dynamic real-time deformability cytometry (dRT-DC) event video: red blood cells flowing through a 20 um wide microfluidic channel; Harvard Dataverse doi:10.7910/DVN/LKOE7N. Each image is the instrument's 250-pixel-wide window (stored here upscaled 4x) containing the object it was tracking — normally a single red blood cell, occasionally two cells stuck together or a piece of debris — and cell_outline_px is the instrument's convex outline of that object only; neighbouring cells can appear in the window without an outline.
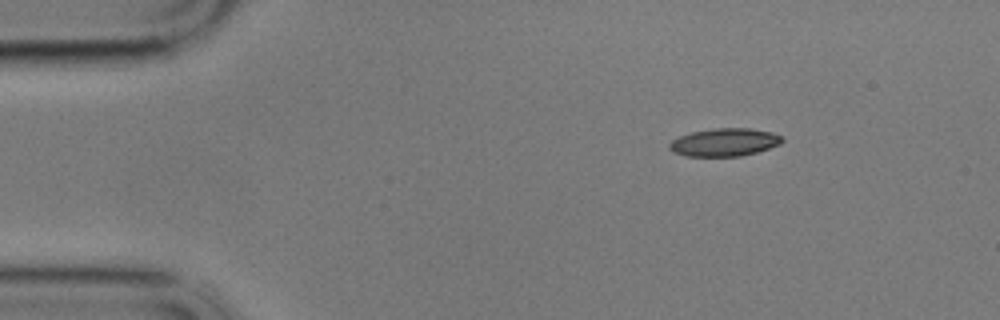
{"species": "common noctule bat (a hibernating species)", "species_latin": "Nyctalus noctula", "temperature_condition": "cold", "stored_images_in_passage": 51, "camera_frame_rate_fps": 3000, "um_per_image_px": 0.085, "animal": {"sex": "male", "body_mass_g": 17.9}, "frame": {"image": 1, "passage_image": 1, "time_ms": 0.0, "image_size_px": [1000, 320], "cell_outline_px": [[784, 140], [780, 144], [756, 152], [740, 156], [684, 156], [672, 152], [668, 148], [668, 144], [672, 140], [680, 136], [692, 132], [712, 128], [748, 128], [772, 132], [784, 136]], "centroid_in_image_um": [61.57, 12.09], "position_along_channel_um": 23.4, "area_um2": 18.44}}
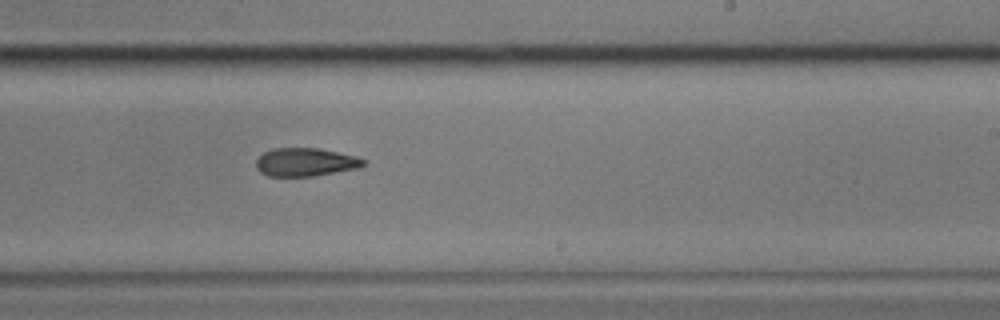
{"frame": {"image": 2, "passage_image": 28, "time_ms": 9.0, "image_size_px": [1000, 320], "cell_outline_px": [[368, 164], [360, 168], [312, 176], [268, 176], [260, 172], [256, 168], [256, 160], [264, 152], [272, 148], [320, 148], [356, 156], [364, 160]], "centroid_in_image_um": [25.98, 13.78], "position_along_channel_um": 263.0, "area_um2": 17.8}}
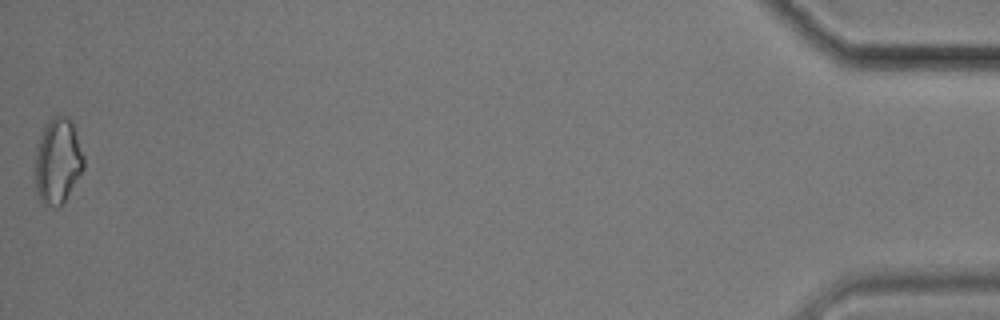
{"frame": {"image": 3, "passage_image": 51, "time_ms": 16.667, "image_size_px": [1000, 320], "cell_outline_px": [[84, 168], [64, 200], [56, 208], [40, 204], [36, 192], [36, 144], [44, 124], [52, 116], [60, 112], [68, 116], [72, 124], [84, 156]], "centroid_in_image_um": [4.88, 13.65], "position_along_channel_um": 430.3, "area_um2": 24.45}}